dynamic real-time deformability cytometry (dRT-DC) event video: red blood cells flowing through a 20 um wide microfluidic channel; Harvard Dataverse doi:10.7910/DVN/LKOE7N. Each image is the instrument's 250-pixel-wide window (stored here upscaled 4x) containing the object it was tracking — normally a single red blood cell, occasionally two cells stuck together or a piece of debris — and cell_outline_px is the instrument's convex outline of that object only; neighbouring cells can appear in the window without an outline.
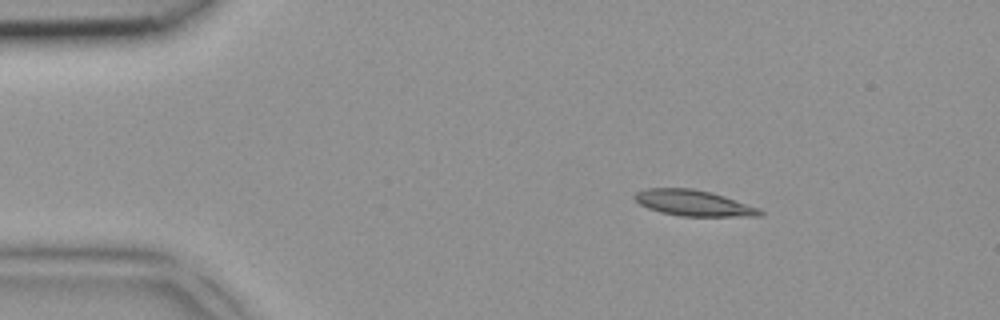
{"species": "common noctule bat (a hibernating species)", "species_latin": "Nyctalus noctula", "temperature_condition": "room temperature", "stored_images_in_passage": 3, "camera_frame_rate_fps": 3000, "um_per_image_px": 0.085, "animal": {"sex": "female", "body_mass_g": 18.4}, "frame": {"image": 1, "passage_image": 1, "time_ms": 0.0, "image_size_px": [1000, 320], "cell_outline_px": [[764, 216], [680, 216], [660, 212], [648, 208], [640, 204], [632, 196], [636, 192], [648, 188], [692, 188], [724, 196], [760, 208], [764, 212]], "centroid_in_image_um": [58.96, 17.26], "position_along_channel_um": 26.0, "area_um2": 18.84}}
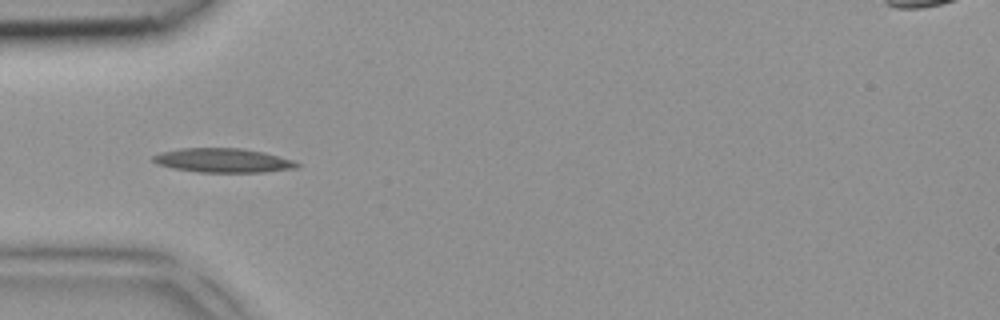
{"frame": {"image": 2, "passage_image": 3, "time_ms": 0.667, "image_size_px": [1000, 320], "cell_outline_px": [[300, 164], [296, 168], [264, 172], [200, 172], [172, 168], [156, 164], [152, 160], [152, 156], [160, 152], [180, 148], [240, 148], [264, 152], [292, 160]], "centroid_in_image_um": [18.91, 13.63], "position_along_channel_um": 66.1, "area_um2": 20.23}}